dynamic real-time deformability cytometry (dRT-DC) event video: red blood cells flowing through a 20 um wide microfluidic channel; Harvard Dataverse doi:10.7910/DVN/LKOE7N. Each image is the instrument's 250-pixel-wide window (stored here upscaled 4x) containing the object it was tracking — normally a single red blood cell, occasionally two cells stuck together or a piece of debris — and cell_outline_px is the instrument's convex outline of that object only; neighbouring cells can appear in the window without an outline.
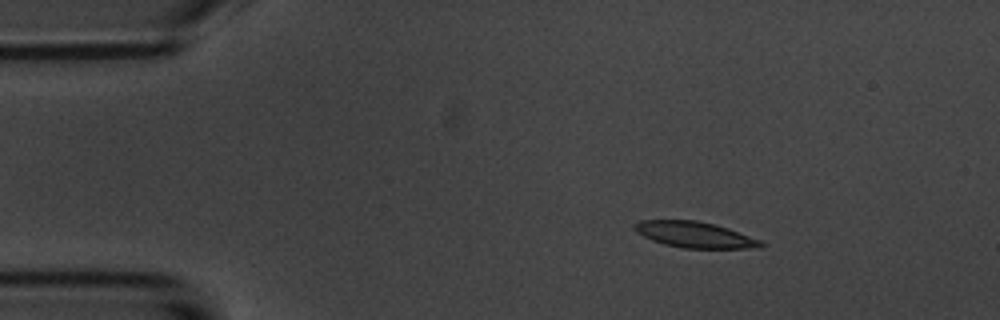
{"species": "common noctule bat (a hibernating species)", "species_latin": "Nyctalus noctula", "temperature_condition": "room temperature", "stored_images_in_passage": 3, "camera_frame_rate_fps": 3000, "um_per_image_px": 0.085, "animal": {"sex": "male", "body_mass_g": 20.1, "forearm_length_mm": 53.5}, "frame": {"image": 1, "passage_image": 1, "time_ms": 0.0, "image_size_px": [1000, 320], "cell_outline_px": [[764, 244], [760, 248], [684, 248], [664, 244], [652, 240], [636, 232], [632, 228], [632, 224], [640, 220], [696, 220], [716, 224], [728, 228], [760, 240]], "centroid_in_image_um": [59.01, 19.94], "position_along_channel_um": 26.0, "area_um2": 19.13}}